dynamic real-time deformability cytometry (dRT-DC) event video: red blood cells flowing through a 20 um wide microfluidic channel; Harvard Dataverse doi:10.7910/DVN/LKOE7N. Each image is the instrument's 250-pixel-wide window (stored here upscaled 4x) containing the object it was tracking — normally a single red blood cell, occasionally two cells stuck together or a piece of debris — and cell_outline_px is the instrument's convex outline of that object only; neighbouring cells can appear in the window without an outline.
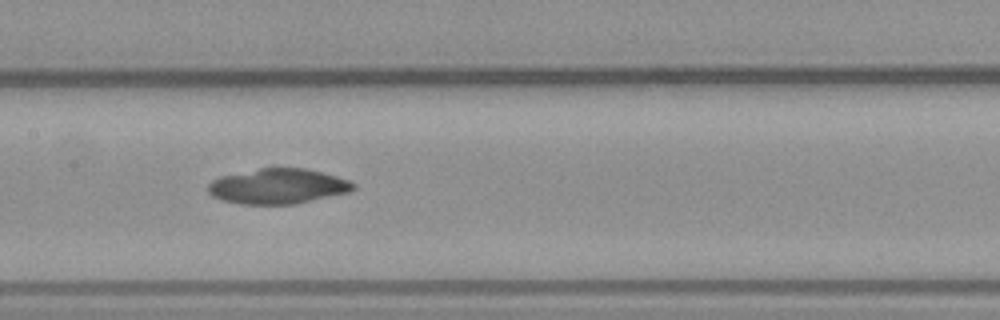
{"species": "common noctule bat (a hibernating species)", "species_latin": "Nyctalus noctula", "temperature_condition": "warm", "stored_images_in_passage": 15, "camera_frame_rate_fps": 3000, "um_per_image_px": 0.085, "animal": {"sex": "male", "body_mass_g": 23.1, "forearm_length_mm": 52.7}, "frame": {"image": 1, "passage_image": 7, "time_ms": 8.0, "image_size_px": [1000, 320], "cell_outline_px": [[356, 188], [348, 192], [296, 204], [240, 204], [220, 200], [212, 196], [208, 192], [208, 184], [212, 180], [220, 176], [260, 168], [304, 168], [336, 176], [348, 180], [356, 184]], "centroid_in_image_um": [23.59, 15.84], "position_along_channel_um": 183.8, "area_um2": 29.77}}
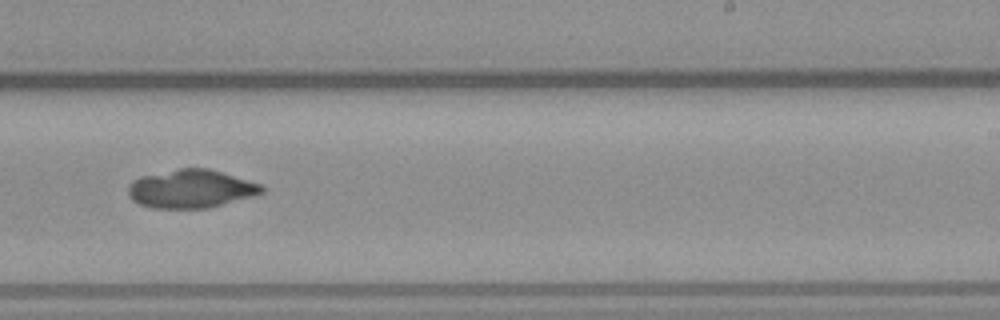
{"frame": {"image": 2, "passage_image": 9, "time_ms": 10.333, "image_size_px": [1000, 320], "cell_outline_px": [[264, 192], [252, 196], [208, 208], [156, 208], [140, 204], [132, 200], [128, 196], [128, 188], [132, 180], [140, 176], [180, 168], [208, 168], [260, 184], [264, 188]], "centroid_in_image_um": [16.19, 16.05], "position_along_channel_um": 272.8, "area_um2": 29.59}}
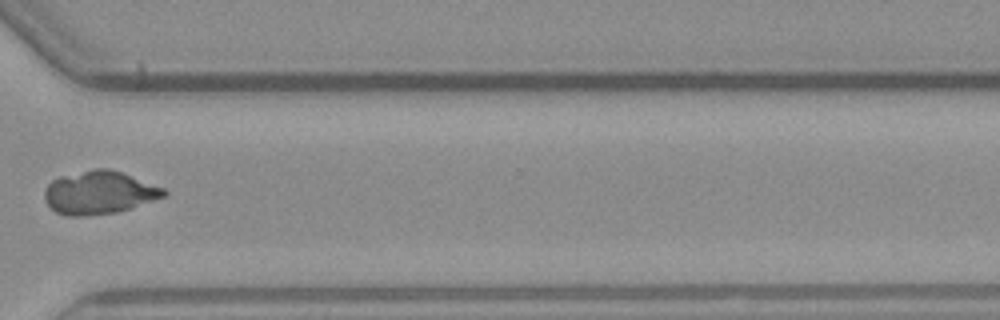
{"frame": {"image": 3, "passage_image": 11, "time_ms": 12.667, "image_size_px": [1000, 320], "cell_outline_px": [[168, 196], [116, 212], [84, 216], [64, 216], [56, 212], [44, 200], [44, 192], [48, 184], [52, 180], [60, 176], [92, 168], [108, 168], [120, 172], [164, 188], [168, 192]], "centroid_in_image_um": [8.41, 16.37], "position_along_channel_um": 362.2, "area_um2": 29.94}}